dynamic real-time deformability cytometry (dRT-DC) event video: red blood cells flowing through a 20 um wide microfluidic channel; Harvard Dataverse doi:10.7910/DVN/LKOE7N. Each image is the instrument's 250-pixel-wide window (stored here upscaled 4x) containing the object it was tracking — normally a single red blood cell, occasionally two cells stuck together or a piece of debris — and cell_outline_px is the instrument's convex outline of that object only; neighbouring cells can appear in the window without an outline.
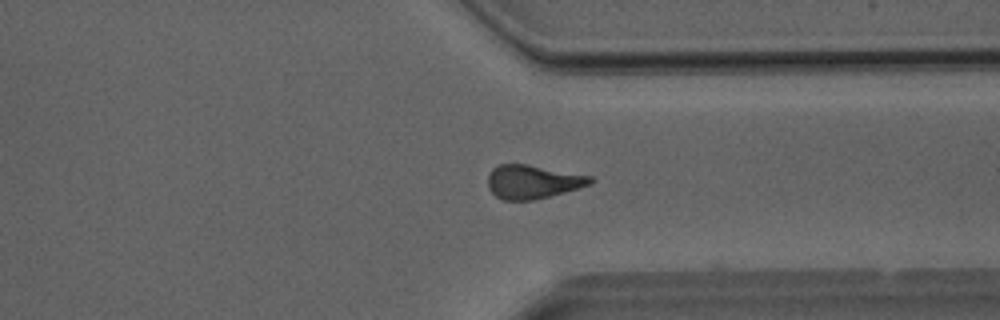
{"species": "Egyptian fruit bat (a non-hibernating species)", "species_latin": "Rousettus aegyptiacus", "temperature_condition": "room temperature", "stored_images_in_passage": 36, "camera_frame_rate_fps": 3000, "um_per_image_px": 0.085, "animal": {"sex": "male"}, "frame": {"image": 1, "passage_image": 27, "time_ms": 8.667, "image_size_px": [1000, 320], "cell_outline_px": [[596, 180], [592, 184], [564, 192], [532, 200], [504, 200], [496, 196], [488, 188], [488, 172], [492, 168], [500, 164], [528, 164], [592, 176]], "centroid_in_image_um": [45.28, 15.44], "position_along_channel_um": 366.1, "area_um2": 20.17}}
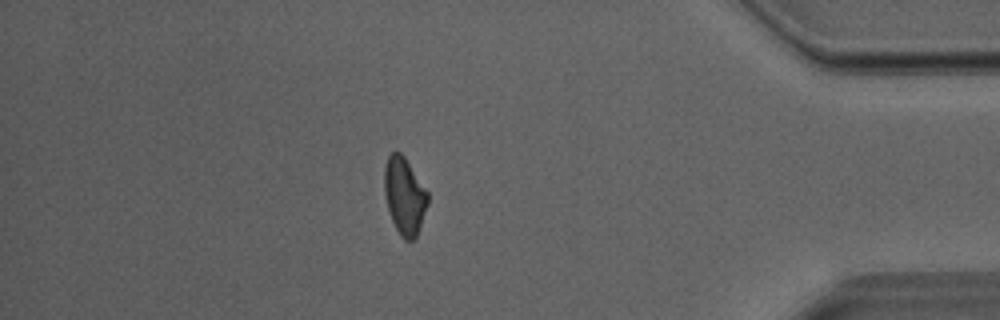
{"frame": {"image": 2, "passage_image": 31, "time_ms": 10.0, "image_size_px": [1000, 320], "cell_outline_px": [[428, 204], [416, 236], [412, 240], [404, 240], [400, 236], [392, 220], [388, 208], [384, 192], [384, 168], [388, 156], [392, 152], [400, 152], [404, 156], [428, 192]], "centroid_in_image_um": [34.37, 16.64], "position_along_channel_um": 400.8, "area_um2": 19.31}}
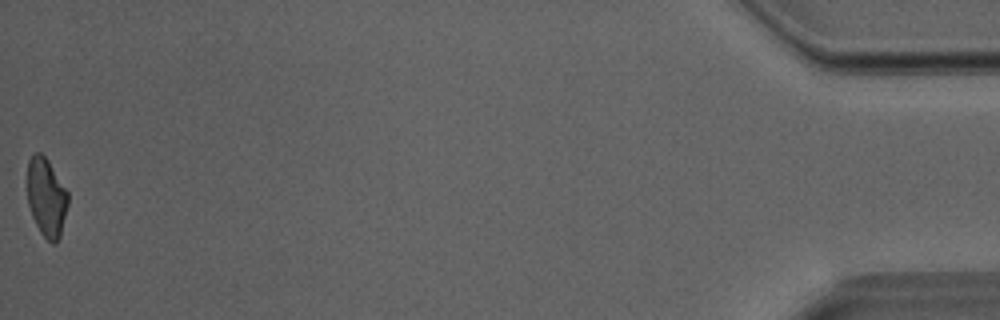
{"frame": {"image": 3, "passage_image": 36, "time_ms": 11.667, "image_size_px": [1000, 320], "cell_outline_px": [[68, 204], [60, 236], [56, 244], [52, 244], [40, 232], [32, 216], [28, 204], [28, 160], [36, 152], [40, 152], [48, 160], [68, 192]], "centroid_in_image_um": [3.95, 16.79], "position_along_channel_um": 431.2, "area_um2": 18.5}}